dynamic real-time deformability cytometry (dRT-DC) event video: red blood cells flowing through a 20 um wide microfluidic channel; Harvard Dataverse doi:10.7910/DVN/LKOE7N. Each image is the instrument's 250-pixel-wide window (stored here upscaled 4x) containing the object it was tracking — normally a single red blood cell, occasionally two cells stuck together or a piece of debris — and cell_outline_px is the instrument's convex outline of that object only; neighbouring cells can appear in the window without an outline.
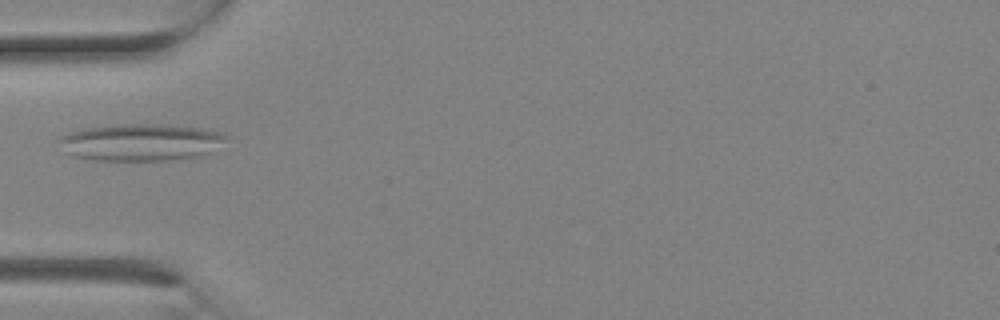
{"species": "Egyptian fruit bat (a non-hibernating species)", "species_latin": "Rousettus aegyptiacus", "temperature_condition": "room temperature", "stored_images_in_passage": 3, "camera_frame_rate_fps": 3000, "um_per_image_px": 0.085, "animal": {"sex": "female"}, "frame": {"image": 1, "passage_image": 3, "time_ms": 0.667, "image_size_px": [1000, 320], "cell_outline_px": [[228, 136], [208, 152], [196, 156], [168, 160], [92, 160], [72, 156], [64, 152], [56, 140], [60, 136], [72, 132], [88, 128], [116, 124], [156, 124], [204, 128], [220, 132]], "centroid_in_image_um": [11.87, 12.09], "position_along_channel_um": 73.1, "area_um2": 35.72}}